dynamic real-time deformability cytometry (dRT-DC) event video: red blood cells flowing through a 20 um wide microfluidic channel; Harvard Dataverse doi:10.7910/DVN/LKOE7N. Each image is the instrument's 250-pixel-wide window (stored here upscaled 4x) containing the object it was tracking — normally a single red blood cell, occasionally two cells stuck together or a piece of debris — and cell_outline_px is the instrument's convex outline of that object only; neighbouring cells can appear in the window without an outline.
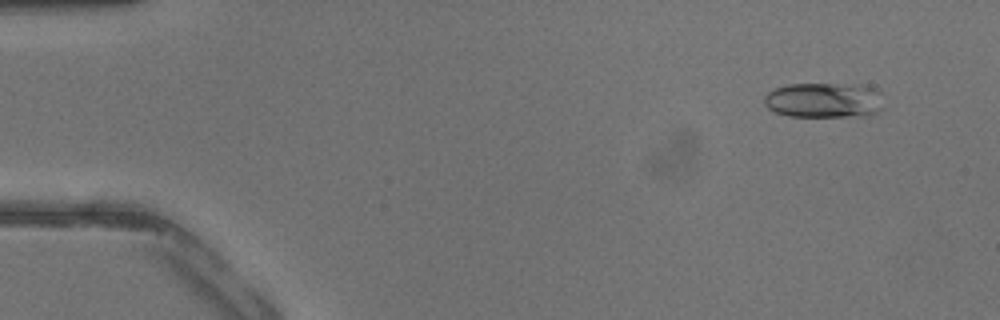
{"species": "common noctule bat (a hibernating species)", "species_latin": "Nyctalus noctula", "temperature_condition": "warm", "stored_images_in_passage": 42, "camera_frame_rate_fps": 3000, "um_per_image_px": 0.085, "animal": {"sex": "male", "body_mass_g": 13.3}, "frame": {"image": 1, "passage_image": 4, "time_ms": 1.0, "image_size_px": [1000, 320], "cell_outline_px": [[884, 108], [880, 112], [872, 116], [788, 116], [776, 112], [768, 108], [764, 104], [764, 96], [768, 92], [776, 88], [788, 84], [868, 84], [884, 92]], "centroid_in_image_um": [70.19, 8.51], "position_along_channel_um": 14.8, "area_um2": 25.37}}
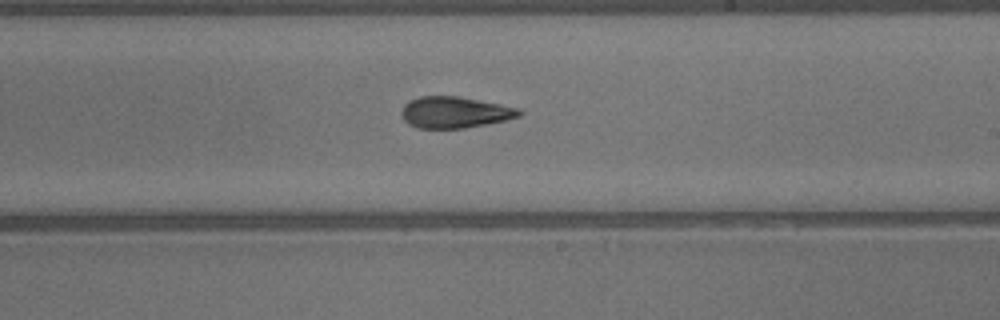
{"frame": {"image": 2, "passage_image": 25, "time_ms": 8.0, "image_size_px": [1000, 320], "cell_outline_px": [[524, 112], [520, 116], [508, 120], [464, 128], [416, 128], [408, 124], [404, 120], [400, 112], [404, 104], [408, 100], [420, 96], [460, 96], [520, 108]], "centroid_in_image_um": [38.66, 9.54], "position_along_channel_um": 250.3, "area_um2": 21.79}}
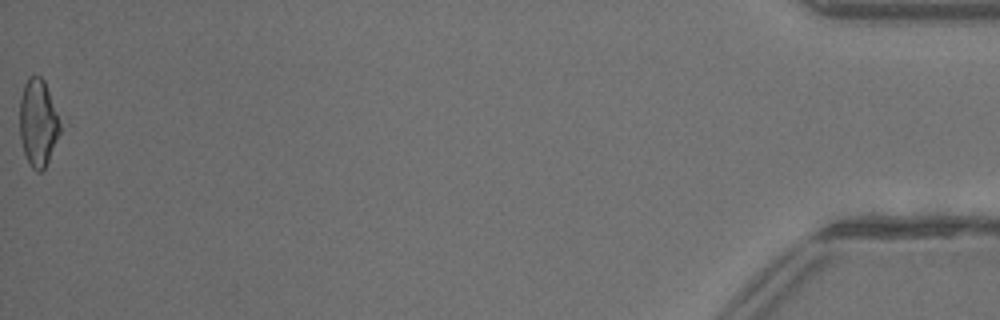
{"frame": {"image": 3, "passage_image": 42, "time_ms": 13.667, "image_size_px": [1000, 320], "cell_outline_px": [[60, 132], [48, 160], [44, 168], [40, 172], [36, 172], [32, 168], [24, 152], [20, 136], [20, 96], [24, 84], [28, 76], [40, 76], [44, 80], [60, 124]], "centroid_in_image_um": [3.21, 10.43], "position_along_channel_um": 432.0, "area_um2": 20.06}}